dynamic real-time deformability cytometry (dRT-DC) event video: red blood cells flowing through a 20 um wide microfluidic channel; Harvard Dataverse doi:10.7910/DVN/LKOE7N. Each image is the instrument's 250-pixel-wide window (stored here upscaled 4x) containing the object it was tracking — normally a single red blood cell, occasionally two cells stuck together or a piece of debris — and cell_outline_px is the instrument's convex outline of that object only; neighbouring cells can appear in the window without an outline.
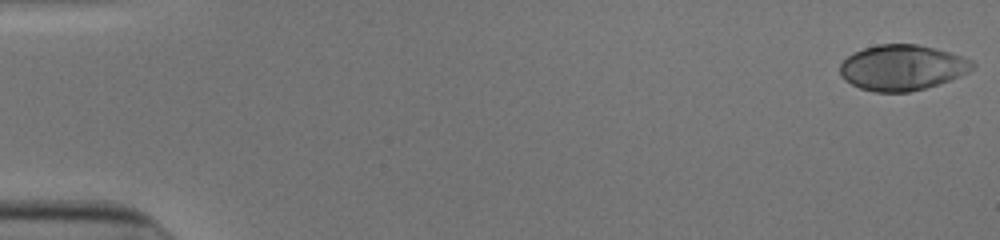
{"species": "human", "species_latin": "Homo sapiens", "temperature_condition": "cold", "stored_images_in_passage": 47, "camera_frame_rate_fps": 3000, "um_per_image_px": 0.085, "donor": {"sex": "male"}, "frame": {"image": 1, "passage_image": 1, "time_ms": 0.0, "image_size_px": [1000, 240], "cell_outline_px": [[976, 68], [960, 76], [924, 88], [908, 92], [876, 92], [860, 88], [844, 80], [840, 76], [840, 64], [852, 52], [864, 48], [880, 44], [916, 44], [936, 48], [972, 60], [976, 64]], "centroid_in_image_um": [76.67, 5.74], "position_along_channel_um": 8.3, "area_um2": 35.08}}
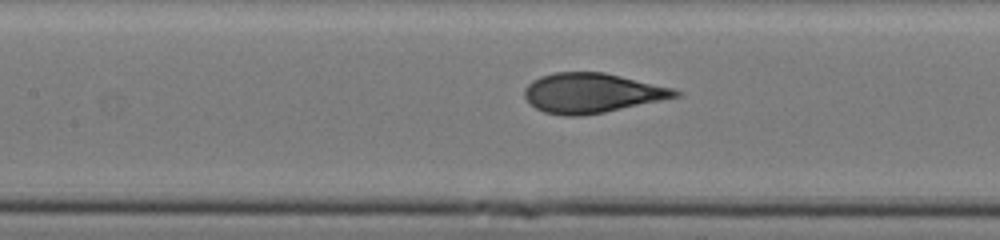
{"frame": {"image": 2, "passage_image": 25, "time_ms": 8.0, "image_size_px": [1000, 240], "cell_outline_px": [[684, 92], [680, 96], [604, 112], [580, 116], [564, 116], [544, 112], [536, 108], [524, 96], [524, 88], [532, 80], [540, 76], [552, 72], [604, 72], [672, 88]], "centroid_in_image_um": [50.29, 7.9], "position_along_channel_um": 157.1, "area_um2": 34.74}}
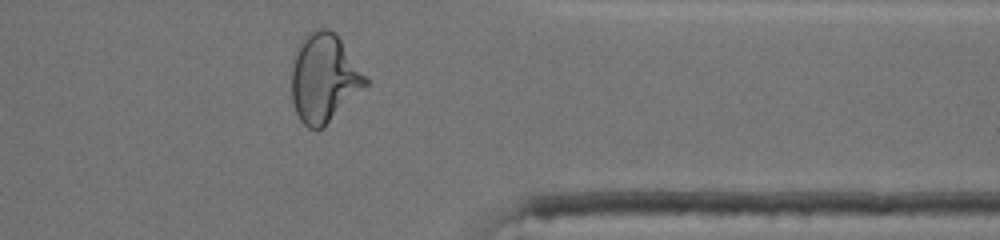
{"frame": {"image": 3, "passage_image": 43, "time_ms": 14.0, "image_size_px": [1000, 240], "cell_outline_px": [[368, 88], [324, 128], [308, 128], [300, 120], [296, 112], [292, 100], [292, 64], [300, 40], [312, 28], [328, 28], [336, 32], [368, 76]], "centroid_in_image_um": [27.6, 6.63], "position_along_channel_um": 383.8, "area_um2": 39.3}}